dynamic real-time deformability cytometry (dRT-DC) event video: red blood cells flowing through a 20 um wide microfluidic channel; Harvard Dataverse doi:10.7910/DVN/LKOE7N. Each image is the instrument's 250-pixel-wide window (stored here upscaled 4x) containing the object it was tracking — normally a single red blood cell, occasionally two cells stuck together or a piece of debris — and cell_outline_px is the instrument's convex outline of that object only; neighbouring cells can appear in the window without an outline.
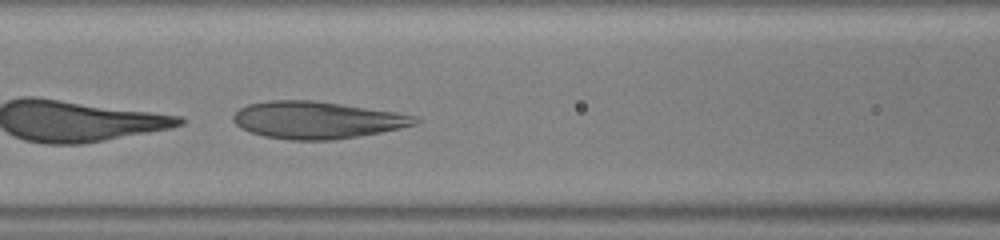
{"species": "human", "species_latin": "Homo sapiens", "temperature_condition": "warm", "stored_images_in_passage": 30, "camera_frame_rate_fps": 3000, "um_per_image_px": 0.085, "donor": {"sex": "male"}, "frame": {"image": 1, "passage_image": 8, "time_ms": 2.333, "image_size_px": [1000, 240], "cell_outline_px": [[420, 120], [416, 124], [400, 128], [380, 132], [332, 140], [292, 140], [264, 136], [240, 128], [232, 120], [232, 116], [240, 108], [248, 104], [268, 100], [312, 100], [396, 112], [416, 116]], "centroid_in_image_um": [26.91, 10.2], "position_along_channel_um": 139.7, "area_um2": 39.13}}
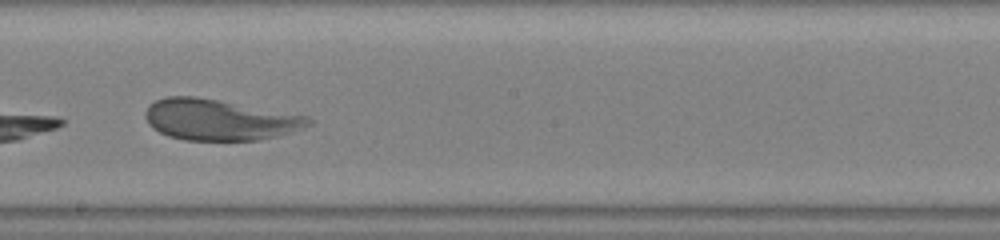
{"frame": {"image": 2, "passage_image": 14, "time_ms": 4.333, "image_size_px": [1000, 240], "cell_outline_px": [[312, 124], [304, 128], [292, 132], [260, 140], [184, 140], [168, 136], [152, 128], [148, 124], [144, 116], [144, 112], [148, 104], [164, 96], [196, 96], [220, 100], [308, 116], [312, 120]], "centroid_in_image_um": [18.62, 10.17], "position_along_channel_um": 229.6, "area_um2": 39.25}}
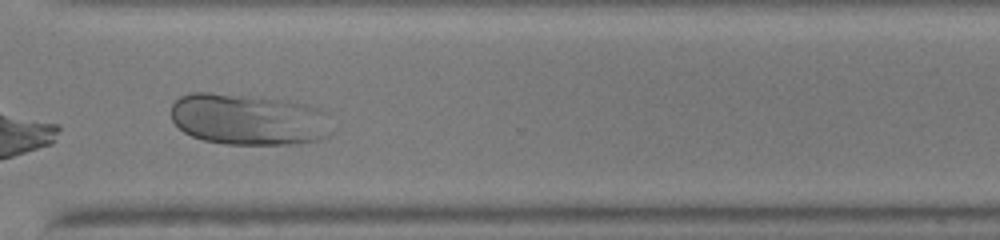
{"frame": {"image": 3, "passage_image": 22, "time_ms": 7.0, "image_size_px": [1000, 240], "cell_outline_px": [[332, 132], [328, 136], [320, 140], [296, 144], [224, 144], [204, 140], [192, 136], [184, 132], [172, 120], [172, 104], [180, 96], [192, 92], [208, 92], [288, 100], [308, 104], [320, 108], [328, 112]], "centroid_in_image_um": [21.18, 10.15], "position_along_channel_um": 349.4, "area_um2": 48.67}}